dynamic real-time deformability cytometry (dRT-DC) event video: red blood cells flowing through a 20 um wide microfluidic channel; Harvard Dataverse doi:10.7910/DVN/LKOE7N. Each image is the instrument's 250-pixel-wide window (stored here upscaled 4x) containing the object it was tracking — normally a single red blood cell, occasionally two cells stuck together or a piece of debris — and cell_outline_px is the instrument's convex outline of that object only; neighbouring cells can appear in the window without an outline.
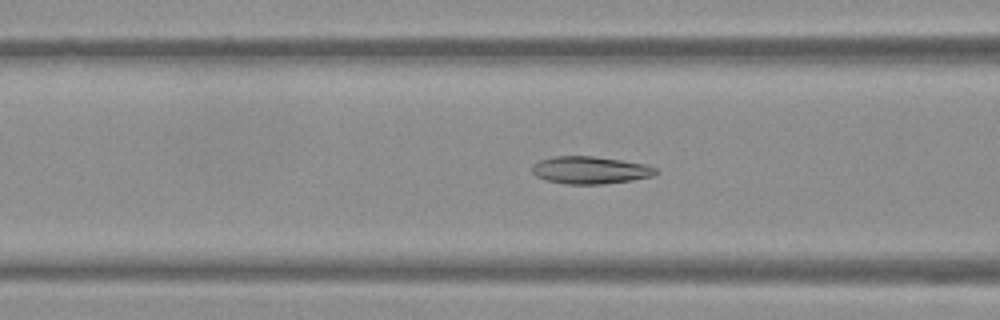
{"species": "Egyptian fruit bat (a non-hibernating species)", "species_latin": "Rousettus aegyptiacus", "temperature_condition": "warm", "stored_images_in_passage": 53, "camera_frame_rate_fps": 3000, "um_per_image_px": 0.085, "frame": {"image": 1, "passage_image": 21, "time_ms": 6.667, "image_size_px": [1000, 320], "cell_outline_px": [[656, 172], [652, 176], [632, 180], [604, 184], [564, 184], [544, 180], [536, 176], [532, 172], [532, 164], [540, 160], [552, 156], [592, 156], [620, 160], [644, 164], [656, 168]], "centroid_in_image_um": [50.1, 14.46], "position_along_channel_um": 116.5, "area_um2": 19.77}}
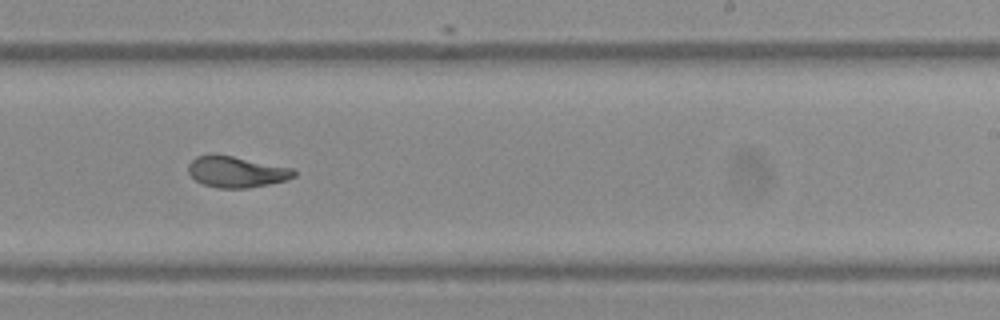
{"frame": {"image": 2, "passage_image": 33, "time_ms": 10.667, "image_size_px": [1000, 320], "cell_outline_px": [[296, 176], [288, 180], [248, 188], [216, 188], [204, 184], [196, 180], [188, 172], [188, 164], [196, 156], [212, 152], [296, 168]], "centroid_in_image_um": [20.12, 14.58], "position_along_channel_um": 268.9, "area_um2": 19.59}}
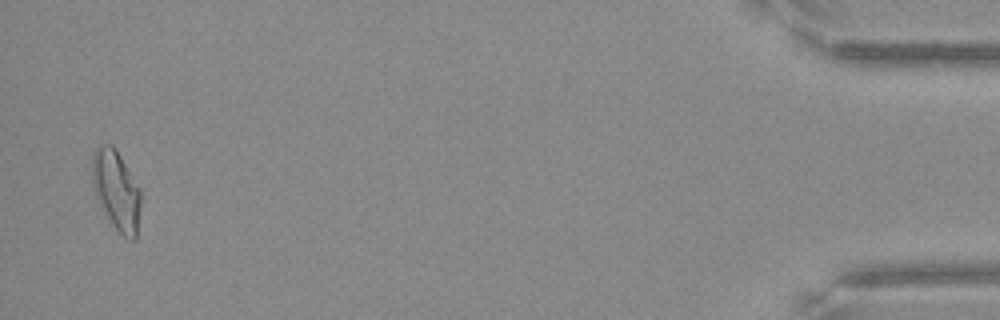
{"frame": {"image": 3, "passage_image": 52, "time_ms": 17.0, "image_size_px": [1000, 320], "cell_outline_px": [[140, 208], [136, 240], [132, 240], [124, 236], [112, 224], [96, 196], [92, 188], [92, 156], [96, 148], [100, 144], [112, 144], [116, 148], [140, 188]], "centroid_in_image_um": [9.89, 16.13], "position_along_channel_um": 425.3, "area_um2": 22.48}, "authors_computed_cell_mechanics": {"area_um2": 20.2878, "velocity_mm_per_s": 3.8085, "shape_relaxation_time_tau1_ms": null, "shape_relaxation_time_tau2_ms": 1.5796, "deformation_change_tau1": null, "deformation_change_tau2": 0.0665}}